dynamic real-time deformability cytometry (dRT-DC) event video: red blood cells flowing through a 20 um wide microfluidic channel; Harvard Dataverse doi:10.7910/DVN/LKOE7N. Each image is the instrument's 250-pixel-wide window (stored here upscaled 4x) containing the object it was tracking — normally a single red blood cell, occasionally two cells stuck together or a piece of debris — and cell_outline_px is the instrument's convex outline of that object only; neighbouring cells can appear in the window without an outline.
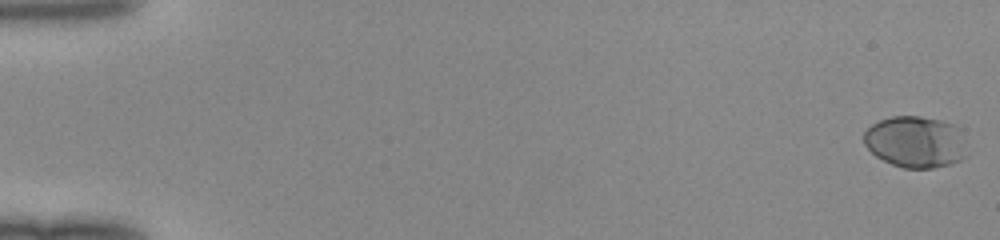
{"species": "human", "species_latin": "Homo sapiens", "temperature_condition": "room temperature", "stored_images_in_passage": 51, "camera_frame_rate_fps": 3000, "um_per_image_px": 0.085, "donor": {"sex": "female"}, "frame": {"image": 1, "passage_image": 1, "time_ms": 0.0, "image_size_px": [1000, 240], "cell_outline_px": [[968, 156], [960, 160], [948, 164], [932, 168], [904, 168], [892, 164], [876, 156], [864, 144], [864, 132], [872, 124], [880, 120], [892, 116], [920, 116], [940, 120], [956, 124]], "centroid_in_image_um": [77.8, 12.05], "position_along_channel_um": 7.2, "area_um2": 30.81}}
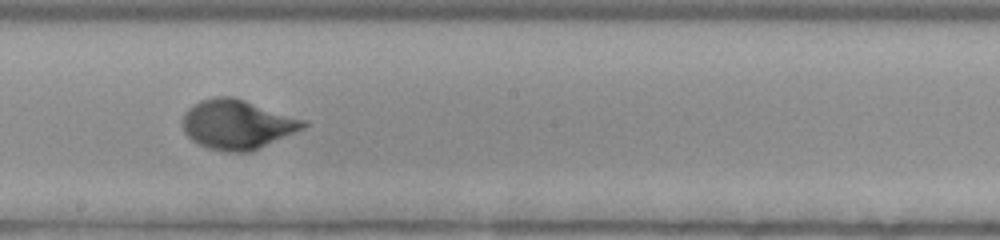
{"frame": {"image": 2, "passage_image": 30, "time_ms": 9.667, "image_size_px": [1000, 240], "cell_outline_px": [[308, 124], [304, 128], [252, 152], [228, 152], [208, 148], [192, 140], [184, 132], [184, 112], [192, 104], [200, 100], [216, 96], [232, 96], [308, 120]], "centroid_in_image_um": [20.19, 10.57], "position_along_channel_um": 228.0, "area_um2": 34.91}}
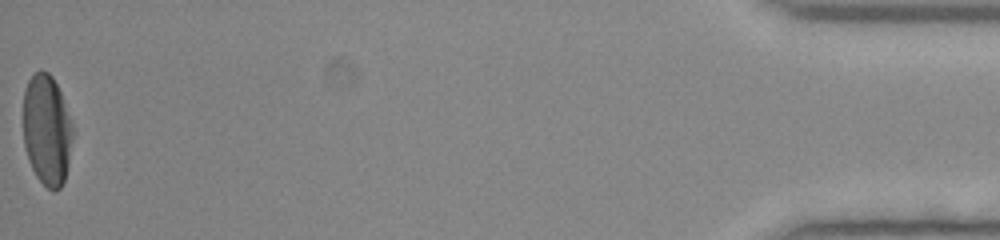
{"frame": {"image": 3, "passage_image": 51, "time_ms": 16.667, "image_size_px": [1000, 240], "cell_outline_px": [[72, 136], [68, 164], [64, 180], [60, 188], [52, 192], [36, 176], [28, 160], [24, 144], [24, 88], [28, 80], [40, 68], [48, 72], [52, 76], [60, 92], [72, 120]], "centroid_in_image_um": [3.98, 11.03], "position_along_channel_um": 431.2, "area_um2": 31.91}}